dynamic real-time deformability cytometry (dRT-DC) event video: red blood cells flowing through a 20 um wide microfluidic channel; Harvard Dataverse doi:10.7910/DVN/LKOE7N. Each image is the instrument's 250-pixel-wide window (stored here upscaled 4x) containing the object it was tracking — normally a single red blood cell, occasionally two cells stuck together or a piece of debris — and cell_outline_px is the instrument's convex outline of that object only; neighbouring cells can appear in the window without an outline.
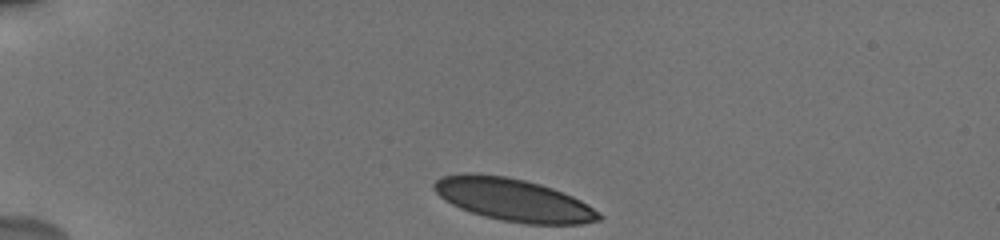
{"species": "human", "species_latin": "Homo sapiens", "temperature_condition": "cold", "stored_images_in_passage": 8, "camera_frame_rate_fps": 3000, "um_per_image_px": 0.085, "donor": {"sex": "male"}, "frame": {"image": 1, "passage_image": 1, "time_ms": 0.0, "image_size_px": [1000, 240], "cell_outline_px": [[604, 216], [600, 220], [584, 224], [528, 224], [500, 220], [484, 216], [460, 208], [444, 200], [432, 188], [432, 184], [440, 176], [464, 172], [504, 176], [524, 180], [540, 184], [552, 188], [572, 196], [588, 204], [600, 212]], "centroid_in_image_um": [43.64, 16.98], "position_along_channel_um": 41.4, "area_um2": 41.04}}